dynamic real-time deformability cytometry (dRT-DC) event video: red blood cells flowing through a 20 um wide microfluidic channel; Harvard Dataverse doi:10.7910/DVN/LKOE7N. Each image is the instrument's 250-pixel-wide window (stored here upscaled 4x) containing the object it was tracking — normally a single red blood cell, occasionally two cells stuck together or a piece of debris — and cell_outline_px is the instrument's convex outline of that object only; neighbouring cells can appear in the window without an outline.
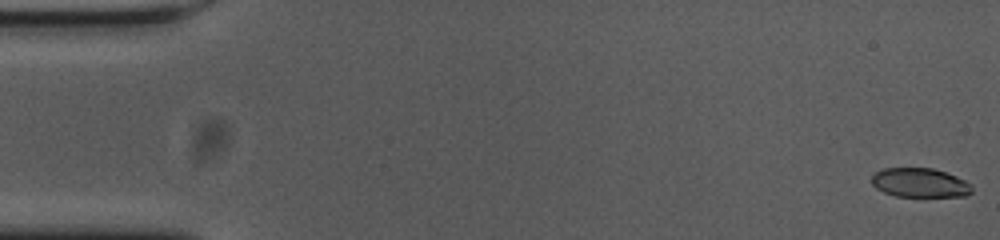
{"species": "common noctule bat (a hibernating species)", "species_latin": "Nyctalus noctula", "temperature_condition": "cold", "stored_images_in_passage": 56, "camera_frame_rate_fps": 3000, "um_per_image_px": 0.085, "animal": {"sex": "female", "body_mass_g": 23.0, "forearm_length_mm": 53.4}, "frame": {"image": 1, "passage_image": 1, "time_ms": 0.0, "image_size_px": [1000, 240], "cell_outline_px": [[972, 192], [964, 196], [896, 196], [884, 192], [876, 188], [872, 184], [872, 176], [876, 172], [884, 168], [932, 168], [956, 176], [972, 184]], "centroid_in_image_um": [78.19, 15.53], "position_along_channel_um": 6.8, "area_um2": 16.94}}
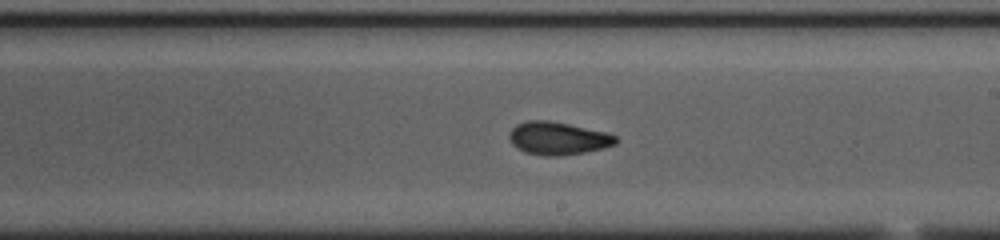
{"frame": {"image": 2, "passage_image": 32, "time_ms": 10.333, "image_size_px": [1000, 240], "cell_outline_px": [[620, 140], [616, 144], [604, 148], [584, 152], [560, 156], [544, 156], [524, 152], [516, 148], [512, 144], [508, 136], [512, 128], [516, 124], [528, 120], [548, 120], [608, 132], [616, 136]], "centroid_in_image_um": [47.43, 11.76], "position_along_channel_um": 241.6, "area_um2": 20.63}}
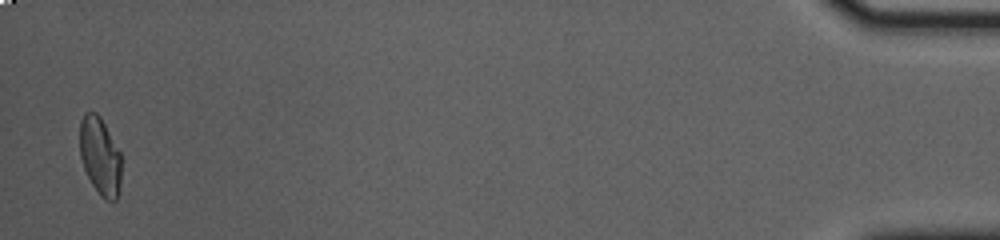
{"frame": {"image": 3, "passage_image": 55, "time_ms": 18.0, "image_size_px": [1000, 240], "cell_outline_px": [[120, 184], [116, 200], [104, 200], [100, 196], [92, 184], [84, 168], [80, 156], [80, 120], [84, 112], [96, 112], [100, 116], [120, 152]], "centroid_in_image_um": [8.49, 13.26], "position_along_channel_um": 426.7, "area_um2": 18.73}, "authors_computed_cell_mechanics": {"area_um2": 19.5364, "velocity_mm_per_s": 3.6414, "shape_relaxation_time_tau1_ms": null, "shape_relaxation_time_tau2_ms": 1.6675, "deformation_change_tau1": null, "deformation_change_tau2": 0.0701}}